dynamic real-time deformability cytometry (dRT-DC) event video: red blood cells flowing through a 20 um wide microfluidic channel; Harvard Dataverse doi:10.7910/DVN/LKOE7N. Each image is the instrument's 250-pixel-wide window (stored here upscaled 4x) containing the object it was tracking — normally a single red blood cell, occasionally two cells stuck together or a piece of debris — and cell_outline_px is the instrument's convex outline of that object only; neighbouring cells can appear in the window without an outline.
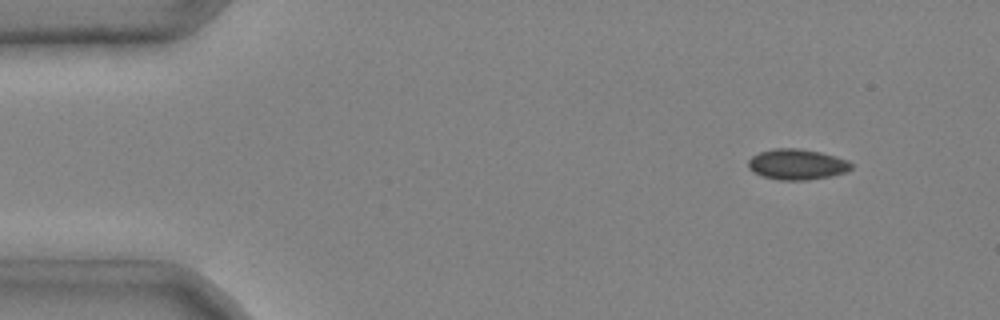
{"species": "common noctule bat (a hibernating species)", "species_latin": "Nyctalus noctula", "temperature_condition": "cold", "stored_images_in_passage": 3, "camera_frame_rate_fps": 3000, "um_per_image_px": 0.085, "animal": {"sex": "male", "body_mass_g": 20.4}, "frame": {"image": 1, "passage_image": 3, "time_ms": 0.667, "image_size_px": [1000, 320], "cell_outline_px": [[852, 168], [844, 172], [832, 176], [808, 180], [780, 180], [764, 176], [752, 172], [748, 168], [748, 160], [752, 156], [760, 152], [772, 148], [800, 148], [820, 152], [836, 156], [848, 160], [852, 164]], "centroid_in_image_um": [67.74, 13.96], "position_along_channel_um": 17.3, "area_um2": 18.5}}